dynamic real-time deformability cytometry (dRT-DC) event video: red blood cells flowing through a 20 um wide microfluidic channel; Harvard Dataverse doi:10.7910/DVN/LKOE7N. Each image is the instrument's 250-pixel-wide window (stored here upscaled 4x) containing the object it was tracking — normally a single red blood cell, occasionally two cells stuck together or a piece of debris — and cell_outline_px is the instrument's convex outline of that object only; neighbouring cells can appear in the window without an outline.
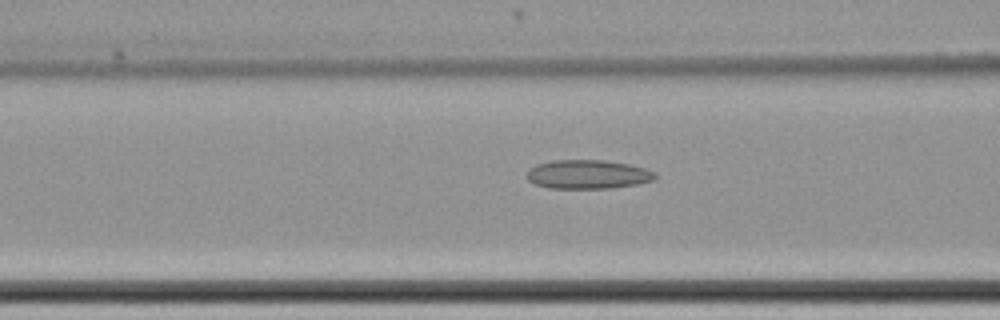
{"species": "common noctule bat (a hibernating species)", "species_latin": "Nyctalus noctula", "temperature_condition": "cold", "stored_images_in_passage": 47, "camera_frame_rate_fps": 3000, "um_per_image_px": 0.085, "animal": {"sex": "female", "body_mass_g": 22.7, "forearm_length_mm": 54.2}, "frame": {"image": 1, "passage_image": 22, "time_ms": 7.0, "image_size_px": [1000, 320], "cell_outline_px": [[656, 176], [652, 180], [636, 184], [612, 188], [548, 188], [536, 184], [528, 180], [528, 172], [536, 164], [552, 160], [604, 160], [628, 164], [644, 168], [656, 172]], "centroid_in_image_um": [49.97, 14.82], "position_along_channel_um": 116.6, "area_um2": 21.44}}
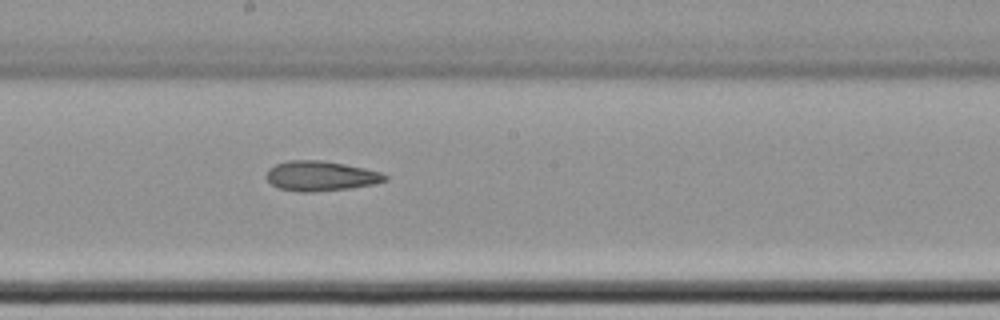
{"frame": {"image": 2, "passage_image": 31, "time_ms": 10.0, "image_size_px": [1000, 320], "cell_outline_px": [[388, 180], [376, 184], [348, 188], [312, 192], [300, 192], [280, 188], [272, 184], [264, 176], [268, 168], [276, 164], [288, 160], [320, 160], [344, 164], [364, 168], [380, 172], [388, 176]], "centroid_in_image_um": [27.25, 14.95], "position_along_channel_um": 221.0, "area_um2": 20.69}}
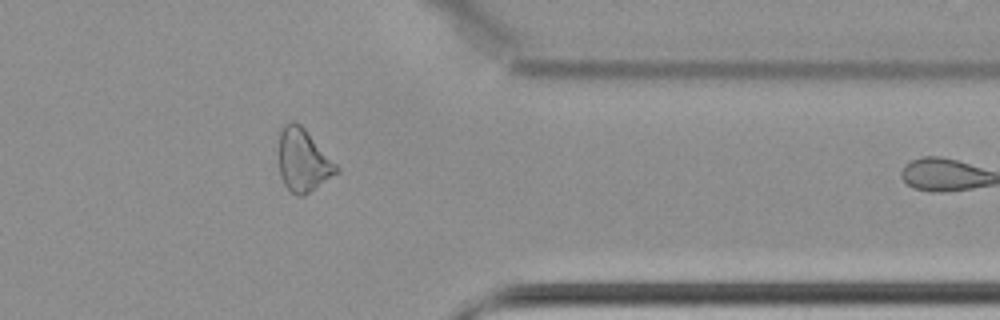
{"frame": {"image": 3, "passage_image": 46, "time_ms": 15.0, "image_size_px": [1000, 320], "cell_outline_px": [[340, 172], [304, 196], [296, 196], [284, 184], [280, 176], [280, 128], [288, 120], [296, 120], [304, 128], [340, 168]], "centroid_in_image_um": [25.78, 13.63], "position_along_channel_um": 385.6, "area_um2": 21.1}}